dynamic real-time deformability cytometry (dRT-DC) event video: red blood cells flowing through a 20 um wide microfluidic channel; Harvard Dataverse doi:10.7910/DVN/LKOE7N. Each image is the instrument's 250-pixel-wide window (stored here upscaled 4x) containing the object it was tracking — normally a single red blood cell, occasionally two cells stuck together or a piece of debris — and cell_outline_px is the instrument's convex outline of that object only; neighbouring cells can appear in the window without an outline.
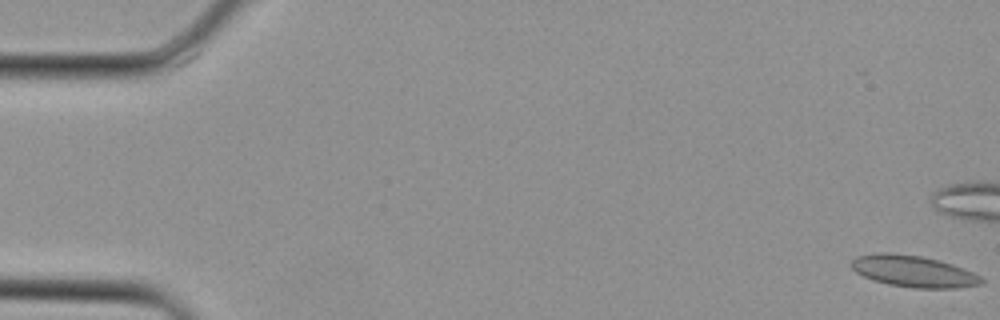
{"species": "Egyptian fruit bat (a non-hibernating species)", "species_latin": "Rousettus aegyptiacus", "temperature_condition": "cold", "stored_images_in_passage": 4, "camera_frame_rate_fps": 3000, "um_per_image_px": 0.085, "animal": {"sex": "female"}, "frame": {"image": 1, "passage_image": 1, "time_ms": 0.0, "image_size_px": [1000, 320], "cell_outline_px": [[984, 284], [960, 288], [912, 288], [888, 284], [872, 280], [856, 272], [852, 268], [852, 260], [856, 256], [880, 252], [888, 252], [920, 256], [940, 260], [952, 264], [972, 272], [980, 276], [984, 280]], "centroid_in_image_um": [77.66, 23.07], "position_along_channel_um": 7.3, "area_um2": 23.99}}